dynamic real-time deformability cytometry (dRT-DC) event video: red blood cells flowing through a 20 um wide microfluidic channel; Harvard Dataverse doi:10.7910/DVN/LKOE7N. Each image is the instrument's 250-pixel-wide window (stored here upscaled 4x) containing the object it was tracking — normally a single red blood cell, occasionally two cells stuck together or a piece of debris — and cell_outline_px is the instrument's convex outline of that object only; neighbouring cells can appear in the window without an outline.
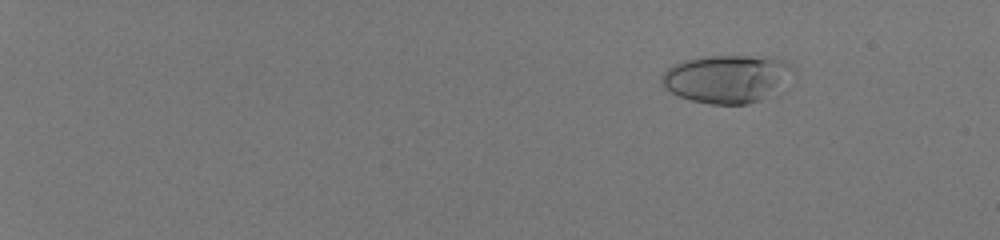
{"species": "human", "species_latin": "Homo sapiens", "temperature_condition": "room temperature", "stored_images_in_passage": 57, "camera_frame_rate_fps": 3000, "um_per_image_px": 0.085, "donor": {"sex": "male"}, "frame": {"image": 1, "passage_image": 10, "time_ms": 3.0, "image_size_px": [1000, 240], "cell_outline_px": [[796, 72], [784, 92], [776, 96], [748, 104], [712, 104], [692, 100], [676, 96], [664, 88], [660, 80], [660, 76], [672, 64], [684, 60], [708, 56], [748, 56], [784, 60], [792, 64]], "centroid_in_image_um": [61.89, 6.72], "position_along_channel_um": 23.1, "area_um2": 37.97}}
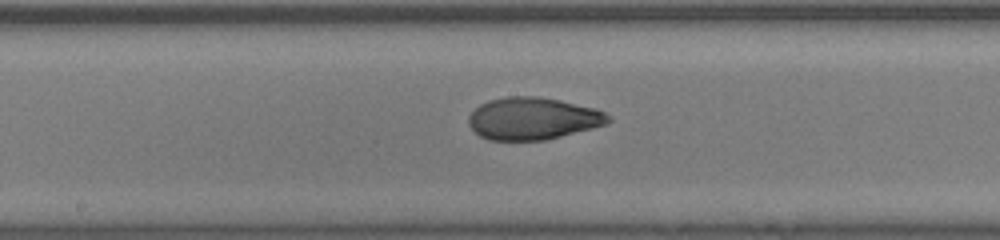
{"frame": {"image": 2, "passage_image": 37, "time_ms": 12.0, "image_size_px": [1000, 240], "cell_outline_px": [[612, 120], [608, 124], [544, 140], [488, 140], [480, 136], [468, 124], [468, 116], [480, 104], [488, 100], [508, 96], [540, 96], [560, 100], [596, 108], [604, 112]], "centroid_in_image_um": [45.29, 10.06], "position_along_channel_um": 202.9, "area_um2": 34.39}}
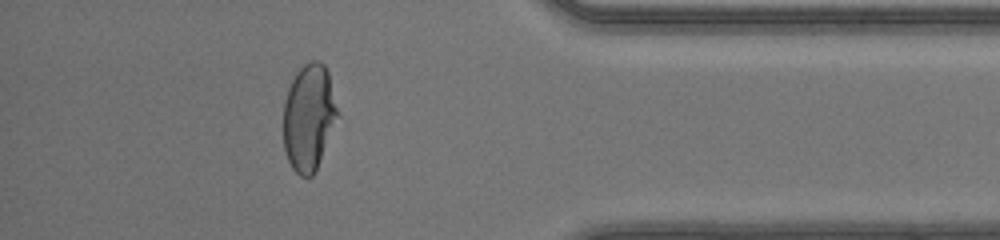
{"frame": {"image": 3, "passage_image": 53, "time_ms": 17.333, "image_size_px": [1000, 240], "cell_outline_px": [[340, 116], [316, 172], [312, 176], [300, 176], [292, 168], [288, 160], [284, 148], [284, 100], [288, 88], [296, 72], [304, 64], [312, 60], [320, 60], [324, 64], [328, 72]], "centroid_in_image_um": [26.28, 9.98], "position_along_channel_um": 408.9, "area_um2": 34.16}, "authors_computed_cell_mechanics": {"area_um2": 34.391, "velocity_mm_per_s": 4.1623, "shape_relaxation_time_tau1_ms": 8.6904, "shape_relaxation_time_tau2_ms": 0.8629, "deformation_change_tau1": 0.3212, "deformation_change_tau2": 0.0553}}